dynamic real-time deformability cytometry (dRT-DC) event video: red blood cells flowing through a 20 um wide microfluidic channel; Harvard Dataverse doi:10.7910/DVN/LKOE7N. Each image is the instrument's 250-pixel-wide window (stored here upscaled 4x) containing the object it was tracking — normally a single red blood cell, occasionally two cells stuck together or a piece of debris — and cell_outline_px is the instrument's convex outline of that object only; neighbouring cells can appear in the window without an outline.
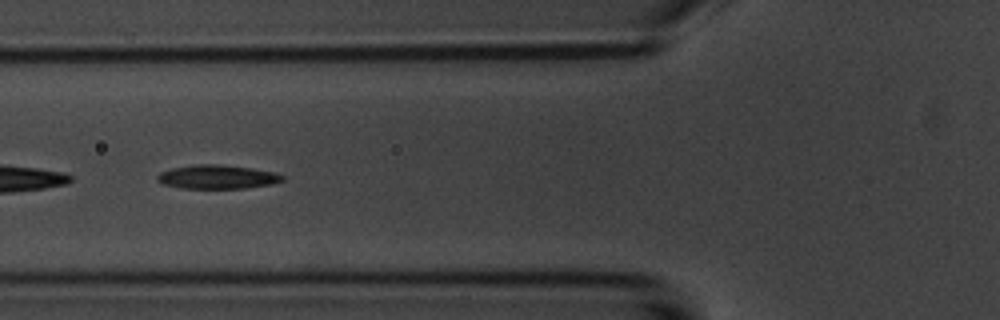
{"species": "common noctule bat (a hibernating species)", "species_latin": "Nyctalus noctula", "temperature_condition": "room temperature", "stored_images_in_passage": 6, "camera_frame_rate_fps": 3000, "um_per_image_px": 0.085, "animal": {"sex": "male", "body_mass_g": 20.1, "forearm_length_mm": 53.5}, "frame": {"image": 1, "passage_image": 5, "time_ms": 4.667, "image_size_px": [1000, 320], "cell_outline_px": [[284, 180], [272, 184], [244, 188], [184, 188], [164, 184], [156, 180], [156, 176], [160, 172], [172, 168], [192, 164], [216, 164], [252, 168], [272, 172], [284, 176]], "centroid_in_image_um": [18.44, 15.03], "position_along_channel_um": 107.4, "area_um2": 17.28}}
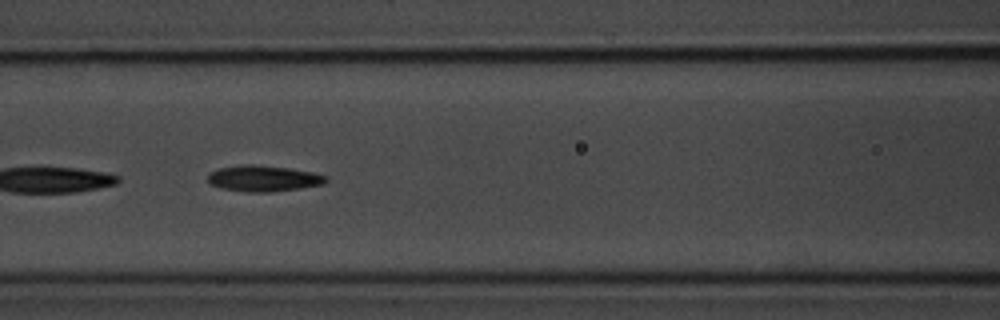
{"frame": {"image": 2, "passage_image": 6, "time_ms": 5.667, "image_size_px": [1000, 320], "cell_outline_px": [[328, 180], [324, 184], [300, 188], [272, 192], [248, 192], [220, 188], [212, 184], [208, 180], [208, 176], [212, 172], [220, 168], [240, 164], [252, 164], [288, 168], [312, 172], [328, 176]], "centroid_in_image_um": [22.42, 15.17], "position_along_channel_um": 144.2, "area_um2": 17.86}}